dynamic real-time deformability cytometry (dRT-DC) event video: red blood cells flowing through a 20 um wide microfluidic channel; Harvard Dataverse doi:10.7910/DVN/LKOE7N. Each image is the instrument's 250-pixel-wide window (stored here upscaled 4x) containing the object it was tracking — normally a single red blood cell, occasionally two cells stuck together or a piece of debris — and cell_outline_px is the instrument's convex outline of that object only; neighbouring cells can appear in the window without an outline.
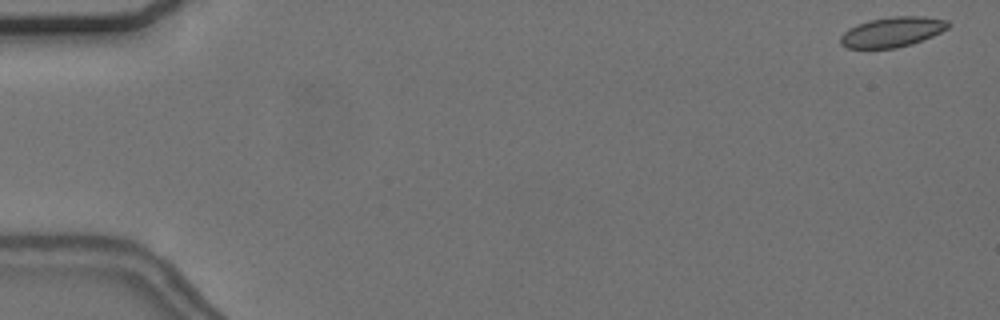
{"species": "common noctule bat (a hibernating species)", "species_latin": "Nyctalus noctula", "temperature_condition": "cold", "stored_images_in_passage": 56, "camera_frame_rate_fps": 3000, "um_per_image_px": 0.085, "animal": {"sex": "female", "body_mass_g": 24.6, "forearm_length_mm": 56.2}, "frame": {"image": 1, "passage_image": 1, "time_ms": 0.0, "image_size_px": [1000, 320], "cell_outline_px": [[952, 24], [948, 28], [932, 36], [896, 48], [848, 48], [840, 44], [840, 36], [848, 28], [856, 24], [868, 20], [892, 16], [924, 16], [948, 20]], "centroid_in_image_um": [75.83, 2.7], "position_along_channel_um": 9.2, "area_um2": 18.84}}
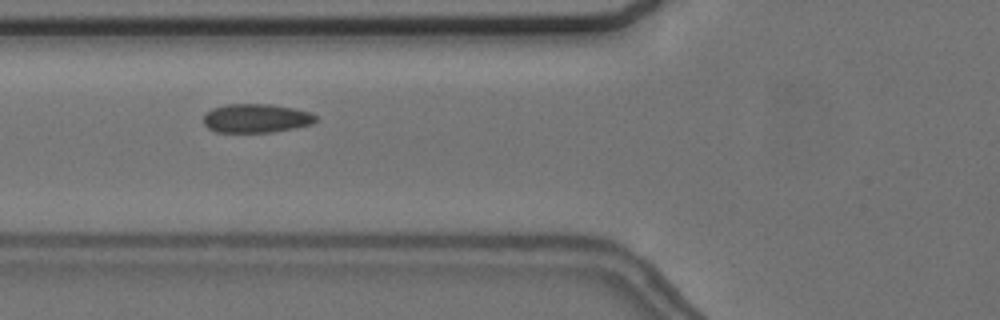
{"frame": {"image": 2, "passage_image": 21, "time_ms": 6.667, "image_size_px": [1000, 320], "cell_outline_px": [[316, 120], [312, 124], [272, 132], [216, 132], [208, 128], [204, 124], [204, 116], [212, 108], [228, 104], [268, 104], [292, 108], [308, 112], [316, 116]], "centroid_in_image_um": [21.74, 10.05], "position_along_channel_um": 104.1, "area_um2": 18.61}}
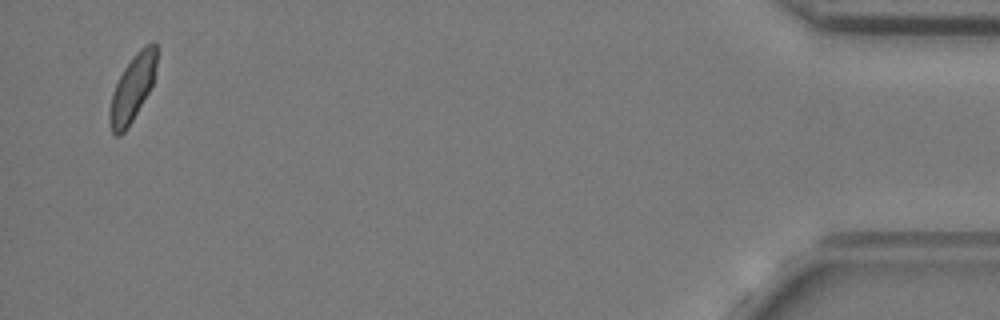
{"frame": {"image": 3, "passage_image": 54, "time_ms": 17.667, "image_size_px": [1000, 320], "cell_outline_px": [[156, 68], [152, 84], [148, 92], [132, 120], [124, 132], [120, 136], [116, 136], [112, 132], [108, 120], [108, 112], [112, 92], [124, 68], [132, 56], [140, 48], [152, 40], [156, 44]], "centroid_in_image_um": [11.23, 7.49], "position_along_channel_um": 424.0, "area_um2": 18.09}, "authors_computed_cell_mechanics": {"area_um2": 19.0162, "velocity_mm_per_s": 3.6661, "shape_relaxation_time_tau1_ms": null, "shape_relaxation_time_tau2_ms": 1.4266, "deformation_change_tau1": null, "deformation_change_tau2": 0.0494}}